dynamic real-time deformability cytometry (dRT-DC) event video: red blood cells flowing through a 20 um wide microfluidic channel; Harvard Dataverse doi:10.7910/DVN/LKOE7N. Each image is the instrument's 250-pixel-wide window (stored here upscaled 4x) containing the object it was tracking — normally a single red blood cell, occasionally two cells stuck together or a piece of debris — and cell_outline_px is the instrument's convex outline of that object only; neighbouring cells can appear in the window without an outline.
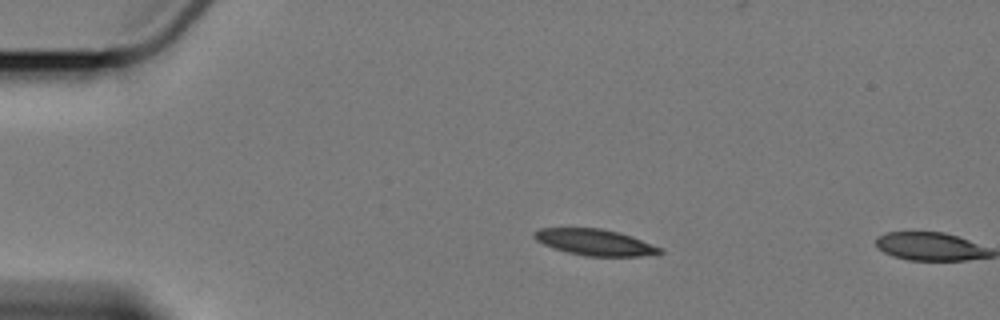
{"species": "Egyptian fruit bat (a non-hibernating species)", "species_latin": "Rousettus aegyptiacus", "temperature_condition": "cold", "stored_images_in_passage": 3, "camera_frame_rate_fps": 3000, "um_per_image_px": 0.085, "animal": {"sex": "female"}, "frame": {"image": 1, "passage_image": 2, "time_ms": 1.0, "image_size_px": [1000, 320], "cell_outline_px": [[664, 252], [660, 256], [584, 256], [568, 252], [544, 244], [536, 240], [532, 236], [532, 232], [540, 228], [600, 228], [620, 232], [632, 236], [660, 248]], "centroid_in_image_um": [50.61, 20.6], "position_along_channel_um": 34.4, "area_um2": 19.31}}